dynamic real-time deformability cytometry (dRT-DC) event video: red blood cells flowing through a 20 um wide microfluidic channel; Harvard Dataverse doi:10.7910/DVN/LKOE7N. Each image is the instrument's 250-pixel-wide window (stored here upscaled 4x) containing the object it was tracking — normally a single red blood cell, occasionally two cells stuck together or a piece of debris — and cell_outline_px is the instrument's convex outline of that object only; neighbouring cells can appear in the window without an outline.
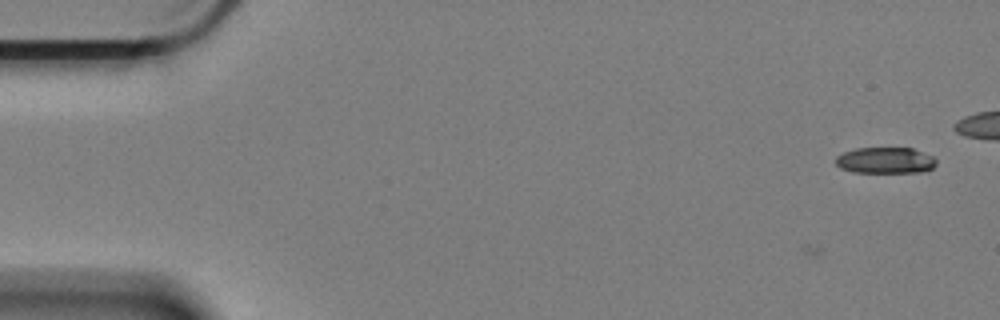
{"species": "Egyptian fruit bat (a non-hibernating species)", "species_latin": "Rousettus aegyptiacus", "temperature_condition": "cold", "stored_images_in_passage": 7, "camera_frame_rate_fps": 3000, "um_per_image_px": 0.085, "animal": {"sex": "female"}, "frame": {"image": 1, "passage_image": 7, "time_ms": 2.0, "image_size_px": [1000, 320], "cell_outline_px": [[936, 164], [932, 168], [920, 172], [852, 172], [840, 168], [836, 164], [836, 156], [844, 152], [856, 148], [912, 148], [932, 156], [936, 160]], "centroid_in_image_um": [75.23, 13.63], "position_along_channel_um": 9.8, "area_um2": 15.26}}